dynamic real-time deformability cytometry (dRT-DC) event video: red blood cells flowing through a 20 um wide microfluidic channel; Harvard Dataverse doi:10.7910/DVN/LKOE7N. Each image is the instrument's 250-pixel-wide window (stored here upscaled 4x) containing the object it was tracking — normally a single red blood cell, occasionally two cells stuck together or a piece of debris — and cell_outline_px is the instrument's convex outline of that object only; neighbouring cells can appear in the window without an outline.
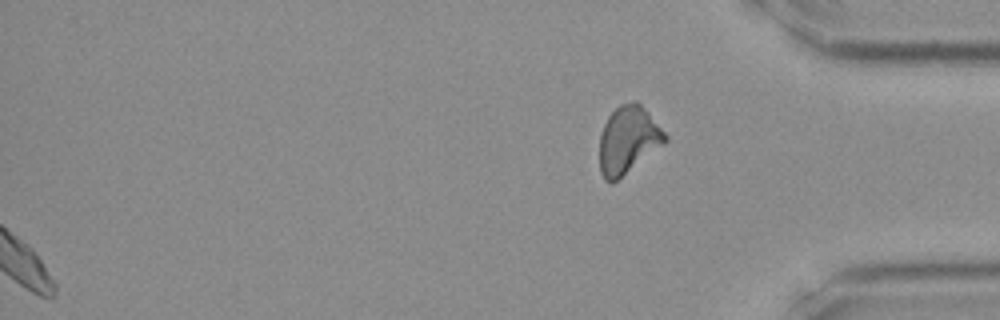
{"species": "Egyptian fruit bat (a non-hibernating species)", "species_latin": "Rousettus aegyptiacus", "temperature_condition": "room temperature", "stored_images_in_passage": 32, "segment_of_instrument_passage": [2, 2], "camera_frame_rate_fps": 3000, "um_per_image_px": 0.085, "frame": {"image": 1, "passage_image": 32, "time_ms": 10.333, "image_size_px": [1000, 320], "cell_outline_px": [[668, 140], [664, 144], [612, 184], [604, 180], [600, 172], [600, 132], [608, 116], [620, 104], [632, 100], [636, 100], [648, 112], [668, 136]], "centroid_in_image_um": [53.38, 11.89], "position_along_channel_um": 381.8, "area_um2": 25.78}}